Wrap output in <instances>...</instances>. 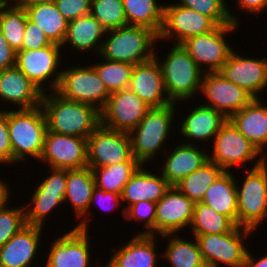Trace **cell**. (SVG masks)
Listing matches in <instances>:
<instances>
[{"label": "cell", "instance_id": "1", "mask_svg": "<svg viewBox=\"0 0 267 267\" xmlns=\"http://www.w3.org/2000/svg\"><path fill=\"white\" fill-rule=\"evenodd\" d=\"M40 106L47 130L53 133L87 139L101 124L100 111L95 107L65 99L56 91L43 93Z\"/></svg>", "mask_w": 267, "mask_h": 267}, {"label": "cell", "instance_id": "2", "mask_svg": "<svg viewBox=\"0 0 267 267\" xmlns=\"http://www.w3.org/2000/svg\"><path fill=\"white\" fill-rule=\"evenodd\" d=\"M156 50L155 47L154 57L161 67L169 100L179 106L181 102L183 104L191 98L194 100L195 95L199 97L204 72L184 47L172 44L164 59Z\"/></svg>", "mask_w": 267, "mask_h": 267}, {"label": "cell", "instance_id": "3", "mask_svg": "<svg viewBox=\"0 0 267 267\" xmlns=\"http://www.w3.org/2000/svg\"><path fill=\"white\" fill-rule=\"evenodd\" d=\"M176 106L172 103L163 107L150 108L139 124L129 133L133 157L141 165H148V163L150 165L152 160L157 158V155L160 156L159 153L166 147L164 145H167L166 142L170 139L171 131L175 127L174 121H177L175 117H178Z\"/></svg>", "mask_w": 267, "mask_h": 267}, {"label": "cell", "instance_id": "4", "mask_svg": "<svg viewBox=\"0 0 267 267\" xmlns=\"http://www.w3.org/2000/svg\"><path fill=\"white\" fill-rule=\"evenodd\" d=\"M8 131L12 150V165L25 162L27 158H32L33 161L40 159L47 131V122L41 106L19 110L14 108L11 110L10 106Z\"/></svg>", "mask_w": 267, "mask_h": 267}, {"label": "cell", "instance_id": "5", "mask_svg": "<svg viewBox=\"0 0 267 267\" xmlns=\"http://www.w3.org/2000/svg\"><path fill=\"white\" fill-rule=\"evenodd\" d=\"M99 56L136 65L154 57L158 35L149 28L127 25L107 30Z\"/></svg>", "mask_w": 267, "mask_h": 267}, {"label": "cell", "instance_id": "6", "mask_svg": "<svg viewBox=\"0 0 267 267\" xmlns=\"http://www.w3.org/2000/svg\"><path fill=\"white\" fill-rule=\"evenodd\" d=\"M246 172L243 183L236 179L238 226L255 232L267 218V160Z\"/></svg>", "mask_w": 267, "mask_h": 267}, {"label": "cell", "instance_id": "7", "mask_svg": "<svg viewBox=\"0 0 267 267\" xmlns=\"http://www.w3.org/2000/svg\"><path fill=\"white\" fill-rule=\"evenodd\" d=\"M253 233V230L236 226L228 233L191 235L196 238L207 267H244L249 248L246 240L251 239L249 236Z\"/></svg>", "mask_w": 267, "mask_h": 267}, {"label": "cell", "instance_id": "8", "mask_svg": "<svg viewBox=\"0 0 267 267\" xmlns=\"http://www.w3.org/2000/svg\"><path fill=\"white\" fill-rule=\"evenodd\" d=\"M212 143V152L208 151V160L224 171H233V167L235 169L237 165H244L246 168V165L253 161L255 162L252 166L257 167L267 160L229 119L221 126Z\"/></svg>", "mask_w": 267, "mask_h": 267}, {"label": "cell", "instance_id": "9", "mask_svg": "<svg viewBox=\"0 0 267 267\" xmlns=\"http://www.w3.org/2000/svg\"><path fill=\"white\" fill-rule=\"evenodd\" d=\"M65 68H62L56 92L65 99L93 106L101 112L110 94L94 67L91 64L85 66L71 64Z\"/></svg>", "mask_w": 267, "mask_h": 267}, {"label": "cell", "instance_id": "10", "mask_svg": "<svg viewBox=\"0 0 267 267\" xmlns=\"http://www.w3.org/2000/svg\"><path fill=\"white\" fill-rule=\"evenodd\" d=\"M61 50H63L62 47L54 43L40 49L19 50L16 66L43 93L56 91L62 74L59 66L61 67L60 64H63L61 62L64 59L62 53L64 51Z\"/></svg>", "mask_w": 267, "mask_h": 267}, {"label": "cell", "instance_id": "11", "mask_svg": "<svg viewBox=\"0 0 267 267\" xmlns=\"http://www.w3.org/2000/svg\"><path fill=\"white\" fill-rule=\"evenodd\" d=\"M238 28L239 25L235 23L218 25L211 32L191 37L181 45L204 73L219 72L234 50L226 35L231 36Z\"/></svg>", "mask_w": 267, "mask_h": 267}, {"label": "cell", "instance_id": "12", "mask_svg": "<svg viewBox=\"0 0 267 267\" xmlns=\"http://www.w3.org/2000/svg\"><path fill=\"white\" fill-rule=\"evenodd\" d=\"M49 175H45L33 191L30 202L24 203L25 221L28 225L44 228L49 215L56 212L57 207L64 205L67 186V169L49 168ZM56 208V209H55Z\"/></svg>", "mask_w": 267, "mask_h": 267}, {"label": "cell", "instance_id": "13", "mask_svg": "<svg viewBox=\"0 0 267 267\" xmlns=\"http://www.w3.org/2000/svg\"><path fill=\"white\" fill-rule=\"evenodd\" d=\"M88 167L101 168L127 161L133 157L130 134L99 125L87 138Z\"/></svg>", "mask_w": 267, "mask_h": 267}, {"label": "cell", "instance_id": "14", "mask_svg": "<svg viewBox=\"0 0 267 267\" xmlns=\"http://www.w3.org/2000/svg\"><path fill=\"white\" fill-rule=\"evenodd\" d=\"M217 26L210 17L195 10L178 5L177 2L166 3L163 27L158 35V42L166 40L167 43L181 45L187 39L209 33Z\"/></svg>", "mask_w": 267, "mask_h": 267}, {"label": "cell", "instance_id": "15", "mask_svg": "<svg viewBox=\"0 0 267 267\" xmlns=\"http://www.w3.org/2000/svg\"><path fill=\"white\" fill-rule=\"evenodd\" d=\"M47 168L81 169L88 167L87 139L46 131L40 159Z\"/></svg>", "mask_w": 267, "mask_h": 267}, {"label": "cell", "instance_id": "16", "mask_svg": "<svg viewBox=\"0 0 267 267\" xmlns=\"http://www.w3.org/2000/svg\"><path fill=\"white\" fill-rule=\"evenodd\" d=\"M69 231V232H68ZM62 235H57L56 239L49 245L48 254L43 267H91L92 252L91 237L88 231H83L72 227ZM91 265V266H90ZM96 265V266H95ZM94 267L100 265L95 264ZM98 265V266H97Z\"/></svg>", "mask_w": 267, "mask_h": 267}, {"label": "cell", "instance_id": "17", "mask_svg": "<svg viewBox=\"0 0 267 267\" xmlns=\"http://www.w3.org/2000/svg\"><path fill=\"white\" fill-rule=\"evenodd\" d=\"M200 95L208 101H203V105L221 112L227 119L254 99L244 88L225 79L219 72L204 73Z\"/></svg>", "mask_w": 267, "mask_h": 267}, {"label": "cell", "instance_id": "18", "mask_svg": "<svg viewBox=\"0 0 267 267\" xmlns=\"http://www.w3.org/2000/svg\"><path fill=\"white\" fill-rule=\"evenodd\" d=\"M150 107L129 88L110 94L100 112L101 125L130 133L144 118Z\"/></svg>", "mask_w": 267, "mask_h": 267}, {"label": "cell", "instance_id": "19", "mask_svg": "<svg viewBox=\"0 0 267 267\" xmlns=\"http://www.w3.org/2000/svg\"><path fill=\"white\" fill-rule=\"evenodd\" d=\"M194 204L177 187L170 186L156 203L155 236L177 234V232L180 234L184 228H190Z\"/></svg>", "mask_w": 267, "mask_h": 267}, {"label": "cell", "instance_id": "20", "mask_svg": "<svg viewBox=\"0 0 267 267\" xmlns=\"http://www.w3.org/2000/svg\"><path fill=\"white\" fill-rule=\"evenodd\" d=\"M260 58L244 57L235 49L219 73L225 79L244 88L254 98H260V93L267 89V57Z\"/></svg>", "mask_w": 267, "mask_h": 267}, {"label": "cell", "instance_id": "21", "mask_svg": "<svg viewBox=\"0 0 267 267\" xmlns=\"http://www.w3.org/2000/svg\"><path fill=\"white\" fill-rule=\"evenodd\" d=\"M44 229L28 224L23 226L0 247V267H33L38 251H41Z\"/></svg>", "mask_w": 267, "mask_h": 267}, {"label": "cell", "instance_id": "22", "mask_svg": "<svg viewBox=\"0 0 267 267\" xmlns=\"http://www.w3.org/2000/svg\"><path fill=\"white\" fill-rule=\"evenodd\" d=\"M129 89L150 108L172 104L166 93L161 67L155 57L133 66Z\"/></svg>", "mask_w": 267, "mask_h": 267}, {"label": "cell", "instance_id": "23", "mask_svg": "<svg viewBox=\"0 0 267 267\" xmlns=\"http://www.w3.org/2000/svg\"><path fill=\"white\" fill-rule=\"evenodd\" d=\"M42 95L43 92L17 66L0 70L2 105L3 103L16 105L14 108L17 110L33 109L41 105Z\"/></svg>", "mask_w": 267, "mask_h": 267}, {"label": "cell", "instance_id": "24", "mask_svg": "<svg viewBox=\"0 0 267 267\" xmlns=\"http://www.w3.org/2000/svg\"><path fill=\"white\" fill-rule=\"evenodd\" d=\"M181 119L179 136L186 138L185 144L190 145L201 141L211 145L209 142H213L221 126L228 120L221 112L203 104H194V108Z\"/></svg>", "mask_w": 267, "mask_h": 267}, {"label": "cell", "instance_id": "25", "mask_svg": "<svg viewBox=\"0 0 267 267\" xmlns=\"http://www.w3.org/2000/svg\"><path fill=\"white\" fill-rule=\"evenodd\" d=\"M155 235H133L120 248H113V254L106 263L107 267H158L157 238ZM159 253V255H158Z\"/></svg>", "mask_w": 267, "mask_h": 267}, {"label": "cell", "instance_id": "26", "mask_svg": "<svg viewBox=\"0 0 267 267\" xmlns=\"http://www.w3.org/2000/svg\"><path fill=\"white\" fill-rule=\"evenodd\" d=\"M182 143V144H181ZM172 149H164L166 158L162 165L161 175L171 186L177 185L183 178L199 169L208 161V150L200 148V145L185 144L183 141ZM168 155V156H167Z\"/></svg>", "mask_w": 267, "mask_h": 267}, {"label": "cell", "instance_id": "27", "mask_svg": "<svg viewBox=\"0 0 267 267\" xmlns=\"http://www.w3.org/2000/svg\"><path fill=\"white\" fill-rule=\"evenodd\" d=\"M146 166L141 165L123 188L122 203H127L121 207L123 219H125V210L130 205L139 201L157 203L171 186L159 171V174L150 172Z\"/></svg>", "mask_w": 267, "mask_h": 267}, {"label": "cell", "instance_id": "28", "mask_svg": "<svg viewBox=\"0 0 267 267\" xmlns=\"http://www.w3.org/2000/svg\"><path fill=\"white\" fill-rule=\"evenodd\" d=\"M261 99L254 98L229 120L267 158V103Z\"/></svg>", "mask_w": 267, "mask_h": 267}, {"label": "cell", "instance_id": "29", "mask_svg": "<svg viewBox=\"0 0 267 267\" xmlns=\"http://www.w3.org/2000/svg\"><path fill=\"white\" fill-rule=\"evenodd\" d=\"M106 29L91 15L81 16L68 22L67 33L61 45L69 49H74L77 54L90 53L94 51L96 56L100 54ZM70 46V47H69Z\"/></svg>", "mask_w": 267, "mask_h": 267}, {"label": "cell", "instance_id": "30", "mask_svg": "<svg viewBox=\"0 0 267 267\" xmlns=\"http://www.w3.org/2000/svg\"><path fill=\"white\" fill-rule=\"evenodd\" d=\"M231 171H224L205 192L202 203L214 211L229 217L238 226L236 177Z\"/></svg>", "mask_w": 267, "mask_h": 267}, {"label": "cell", "instance_id": "31", "mask_svg": "<svg viewBox=\"0 0 267 267\" xmlns=\"http://www.w3.org/2000/svg\"><path fill=\"white\" fill-rule=\"evenodd\" d=\"M95 178L90 167L67 170V186L64 202L75 212V219H80L88 212V207L95 188Z\"/></svg>", "mask_w": 267, "mask_h": 267}, {"label": "cell", "instance_id": "32", "mask_svg": "<svg viewBox=\"0 0 267 267\" xmlns=\"http://www.w3.org/2000/svg\"><path fill=\"white\" fill-rule=\"evenodd\" d=\"M29 21L37 24L51 43L62 45L68 21L58 11L55 3L24 5Z\"/></svg>", "mask_w": 267, "mask_h": 267}, {"label": "cell", "instance_id": "33", "mask_svg": "<svg viewBox=\"0 0 267 267\" xmlns=\"http://www.w3.org/2000/svg\"><path fill=\"white\" fill-rule=\"evenodd\" d=\"M163 240L169 239L166 243V249L161 254L165 261H168L170 267H207L204 263L201 250L199 249L196 238L187 240L178 234L160 235ZM185 238V239H184Z\"/></svg>", "mask_w": 267, "mask_h": 267}, {"label": "cell", "instance_id": "34", "mask_svg": "<svg viewBox=\"0 0 267 267\" xmlns=\"http://www.w3.org/2000/svg\"><path fill=\"white\" fill-rule=\"evenodd\" d=\"M158 0H122L128 25L142 26L160 34L164 20V3Z\"/></svg>", "mask_w": 267, "mask_h": 267}, {"label": "cell", "instance_id": "35", "mask_svg": "<svg viewBox=\"0 0 267 267\" xmlns=\"http://www.w3.org/2000/svg\"><path fill=\"white\" fill-rule=\"evenodd\" d=\"M223 172L220 166L208 160L199 169L183 178L175 187L194 203L201 202L205 192Z\"/></svg>", "mask_w": 267, "mask_h": 267}, {"label": "cell", "instance_id": "36", "mask_svg": "<svg viewBox=\"0 0 267 267\" xmlns=\"http://www.w3.org/2000/svg\"><path fill=\"white\" fill-rule=\"evenodd\" d=\"M140 166L138 161H127L108 167L91 168L95 186L105 192H113L121 196L124 186Z\"/></svg>", "mask_w": 267, "mask_h": 267}, {"label": "cell", "instance_id": "37", "mask_svg": "<svg viewBox=\"0 0 267 267\" xmlns=\"http://www.w3.org/2000/svg\"><path fill=\"white\" fill-rule=\"evenodd\" d=\"M237 225L227 216L214 211L210 206L196 202L194 204L192 234H223L231 232Z\"/></svg>", "mask_w": 267, "mask_h": 267}, {"label": "cell", "instance_id": "38", "mask_svg": "<svg viewBox=\"0 0 267 267\" xmlns=\"http://www.w3.org/2000/svg\"><path fill=\"white\" fill-rule=\"evenodd\" d=\"M98 60H101V62L94 61L93 64L91 61V65L96 70L100 79L104 82L109 94L129 88L134 65L118 61H110L102 57Z\"/></svg>", "mask_w": 267, "mask_h": 267}, {"label": "cell", "instance_id": "39", "mask_svg": "<svg viewBox=\"0 0 267 267\" xmlns=\"http://www.w3.org/2000/svg\"><path fill=\"white\" fill-rule=\"evenodd\" d=\"M27 19L23 6L3 7L0 12V32L15 51L22 48Z\"/></svg>", "mask_w": 267, "mask_h": 267}, {"label": "cell", "instance_id": "40", "mask_svg": "<svg viewBox=\"0 0 267 267\" xmlns=\"http://www.w3.org/2000/svg\"><path fill=\"white\" fill-rule=\"evenodd\" d=\"M177 4L210 17L217 25L242 23L240 17L232 14L226 0H177Z\"/></svg>", "mask_w": 267, "mask_h": 267}, {"label": "cell", "instance_id": "41", "mask_svg": "<svg viewBox=\"0 0 267 267\" xmlns=\"http://www.w3.org/2000/svg\"><path fill=\"white\" fill-rule=\"evenodd\" d=\"M90 14L106 30L128 25L122 0H91Z\"/></svg>", "mask_w": 267, "mask_h": 267}, {"label": "cell", "instance_id": "42", "mask_svg": "<svg viewBox=\"0 0 267 267\" xmlns=\"http://www.w3.org/2000/svg\"><path fill=\"white\" fill-rule=\"evenodd\" d=\"M11 197L0 205V247L26 225L24 205L10 207Z\"/></svg>", "mask_w": 267, "mask_h": 267}, {"label": "cell", "instance_id": "43", "mask_svg": "<svg viewBox=\"0 0 267 267\" xmlns=\"http://www.w3.org/2000/svg\"><path fill=\"white\" fill-rule=\"evenodd\" d=\"M155 215L156 203L152 201H139L125 210L126 221H136L138 226L143 221V230L136 235H155Z\"/></svg>", "mask_w": 267, "mask_h": 267}, {"label": "cell", "instance_id": "44", "mask_svg": "<svg viewBox=\"0 0 267 267\" xmlns=\"http://www.w3.org/2000/svg\"><path fill=\"white\" fill-rule=\"evenodd\" d=\"M99 205L101 209H104L106 211H115V208H120L122 205V199L119 194L113 193V192H105L102 189H99L97 187L94 188L92 198L88 207V212L80 219L81 221L77 224L75 223L74 228L83 230V231H89V223L92 215L89 217L92 212L91 210L93 205ZM105 211V212H106Z\"/></svg>", "mask_w": 267, "mask_h": 267}, {"label": "cell", "instance_id": "45", "mask_svg": "<svg viewBox=\"0 0 267 267\" xmlns=\"http://www.w3.org/2000/svg\"><path fill=\"white\" fill-rule=\"evenodd\" d=\"M55 5L62 16L71 22L78 17L90 14L91 0H57Z\"/></svg>", "mask_w": 267, "mask_h": 267}, {"label": "cell", "instance_id": "46", "mask_svg": "<svg viewBox=\"0 0 267 267\" xmlns=\"http://www.w3.org/2000/svg\"><path fill=\"white\" fill-rule=\"evenodd\" d=\"M52 43L43 33L42 29L27 19L23 34V43L20 50H34L51 45Z\"/></svg>", "mask_w": 267, "mask_h": 267}, {"label": "cell", "instance_id": "47", "mask_svg": "<svg viewBox=\"0 0 267 267\" xmlns=\"http://www.w3.org/2000/svg\"><path fill=\"white\" fill-rule=\"evenodd\" d=\"M0 164L12 165V150L8 131V109L0 108Z\"/></svg>", "mask_w": 267, "mask_h": 267}, {"label": "cell", "instance_id": "48", "mask_svg": "<svg viewBox=\"0 0 267 267\" xmlns=\"http://www.w3.org/2000/svg\"><path fill=\"white\" fill-rule=\"evenodd\" d=\"M17 51L8 43L4 35L0 32V70H5L16 66Z\"/></svg>", "mask_w": 267, "mask_h": 267}, {"label": "cell", "instance_id": "49", "mask_svg": "<svg viewBox=\"0 0 267 267\" xmlns=\"http://www.w3.org/2000/svg\"><path fill=\"white\" fill-rule=\"evenodd\" d=\"M238 4V8L242 11L244 10L248 14H261L262 12H266L267 9V0H236Z\"/></svg>", "mask_w": 267, "mask_h": 267}, {"label": "cell", "instance_id": "50", "mask_svg": "<svg viewBox=\"0 0 267 267\" xmlns=\"http://www.w3.org/2000/svg\"><path fill=\"white\" fill-rule=\"evenodd\" d=\"M250 251L248 249L244 267H267V253L258 258Z\"/></svg>", "mask_w": 267, "mask_h": 267}, {"label": "cell", "instance_id": "51", "mask_svg": "<svg viewBox=\"0 0 267 267\" xmlns=\"http://www.w3.org/2000/svg\"><path fill=\"white\" fill-rule=\"evenodd\" d=\"M8 182H5L3 181V178L1 179L0 178V205L7 199L11 196V187L8 183Z\"/></svg>", "mask_w": 267, "mask_h": 267}, {"label": "cell", "instance_id": "52", "mask_svg": "<svg viewBox=\"0 0 267 267\" xmlns=\"http://www.w3.org/2000/svg\"><path fill=\"white\" fill-rule=\"evenodd\" d=\"M4 7L24 6L25 0H0Z\"/></svg>", "mask_w": 267, "mask_h": 267}, {"label": "cell", "instance_id": "53", "mask_svg": "<svg viewBox=\"0 0 267 267\" xmlns=\"http://www.w3.org/2000/svg\"><path fill=\"white\" fill-rule=\"evenodd\" d=\"M57 0H25L24 5H33V4H50L55 3Z\"/></svg>", "mask_w": 267, "mask_h": 267}, {"label": "cell", "instance_id": "54", "mask_svg": "<svg viewBox=\"0 0 267 267\" xmlns=\"http://www.w3.org/2000/svg\"><path fill=\"white\" fill-rule=\"evenodd\" d=\"M3 7H4V6L0 3V12H1V10H2Z\"/></svg>", "mask_w": 267, "mask_h": 267}]
</instances>
